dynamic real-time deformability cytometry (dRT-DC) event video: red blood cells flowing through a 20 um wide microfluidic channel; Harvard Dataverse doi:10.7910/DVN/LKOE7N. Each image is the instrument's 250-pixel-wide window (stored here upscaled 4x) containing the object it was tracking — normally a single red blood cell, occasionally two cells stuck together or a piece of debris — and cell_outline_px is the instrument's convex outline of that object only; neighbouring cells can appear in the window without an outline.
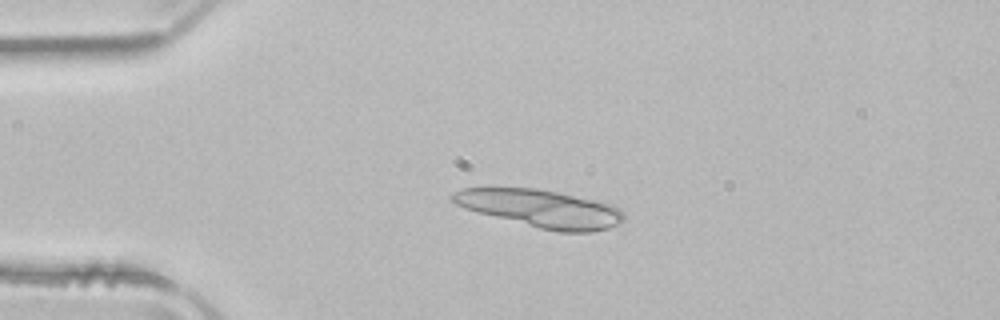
{"species": "common noctule bat (a hibernating species)", "species_latin": "Nyctalus noctula", "temperature_condition": "room temperature", "stored_images_in_passage": 19, "camera_frame_rate_fps": 3000, "um_per_image_px": 0.085, "animal": {"sex": "male", "body_mass_g": 21.5, "forearm_length_mm": 52.0}, "frame": {"image": 1, "passage_image": 11, "time_ms": 3.333, "image_size_px": [1000, 320], "cell_outline_px": [[624, 220], [608, 228], [592, 232], [556, 232], [540, 228], [464, 208], [456, 204], [448, 196], [452, 192], [464, 188], [536, 188], [556, 192], [612, 204], [620, 208], [624, 212]], "centroid_in_image_um": [45.97, 17.72], "position_along_channel_um": 39.0, "area_um2": 37.17}}